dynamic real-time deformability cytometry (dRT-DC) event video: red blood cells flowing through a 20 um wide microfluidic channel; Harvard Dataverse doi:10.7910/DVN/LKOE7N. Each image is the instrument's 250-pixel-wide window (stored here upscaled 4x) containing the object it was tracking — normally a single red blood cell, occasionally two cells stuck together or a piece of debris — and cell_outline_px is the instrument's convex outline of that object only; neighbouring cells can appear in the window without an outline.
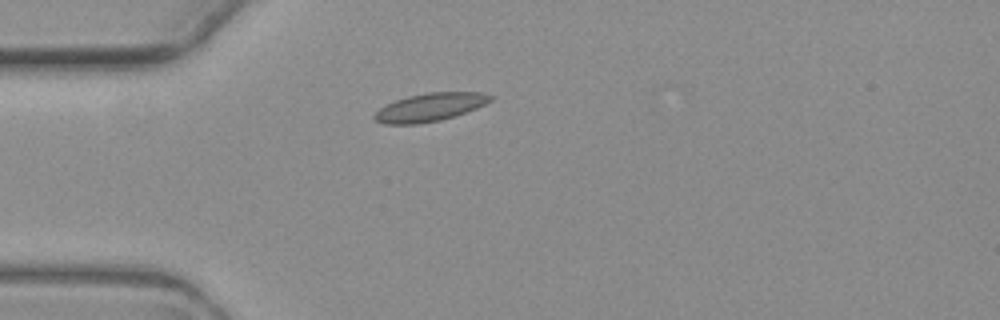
{"species": "common noctule bat (a hibernating species)", "species_latin": "Nyctalus noctula", "temperature_condition": "warm", "stored_images_in_passage": 5, "camera_frame_rate_fps": 3000, "um_per_image_px": 0.085, "animal": {"sex": "female", "body_mass_g": 19.3, "forearm_length_mm": 54.1}, "frame": {"image": 1, "passage_image": 1, "time_ms": 0.0, "image_size_px": [1000, 320], "cell_outline_px": [[492, 100], [476, 108], [440, 120], [416, 124], [384, 124], [376, 120], [372, 116], [380, 108], [396, 100], [408, 96], [428, 92], [480, 92], [492, 96]], "centroid_in_image_um": [36.52, 9.11], "position_along_channel_um": 48.5, "area_um2": 18.67}}
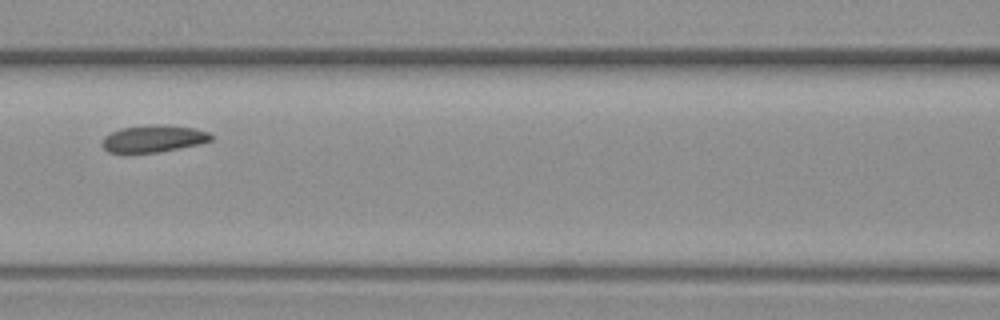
{"frame": {"image": 2, "passage_image": 4, "time_ms": 3.333, "image_size_px": [1000, 320], "cell_outline_px": [[212, 140], [200, 144], [156, 152], [108, 152], [104, 148], [104, 136], [120, 128], [196, 128], [208, 132], [212, 136]], "centroid_in_image_um": [13.06, 11.84], "position_along_channel_um": 153.5, "area_um2": 15.72}}
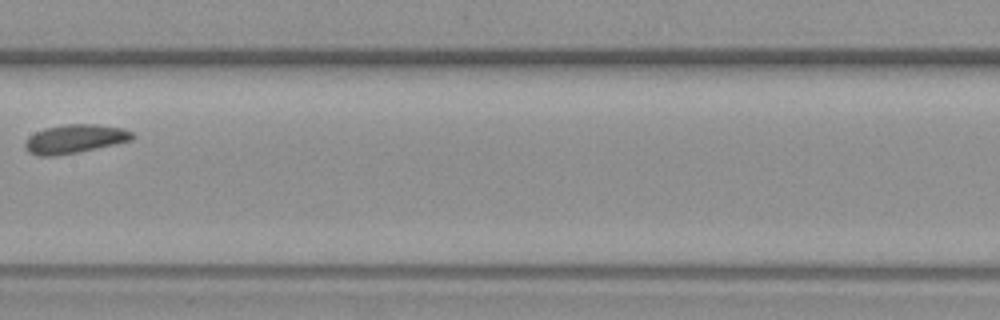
{"frame": {"image": 3, "passage_image": 5, "time_ms": 4.667, "image_size_px": [1000, 320], "cell_outline_px": [[136, 136], [132, 140], [96, 148], [56, 156], [36, 156], [28, 152], [24, 148], [24, 144], [28, 136], [36, 132], [48, 128], [68, 124], [96, 124], [124, 128], [132, 132]], "centroid_in_image_um": [6.35, 11.81], "position_along_channel_um": 201.0, "area_um2": 17.92}}